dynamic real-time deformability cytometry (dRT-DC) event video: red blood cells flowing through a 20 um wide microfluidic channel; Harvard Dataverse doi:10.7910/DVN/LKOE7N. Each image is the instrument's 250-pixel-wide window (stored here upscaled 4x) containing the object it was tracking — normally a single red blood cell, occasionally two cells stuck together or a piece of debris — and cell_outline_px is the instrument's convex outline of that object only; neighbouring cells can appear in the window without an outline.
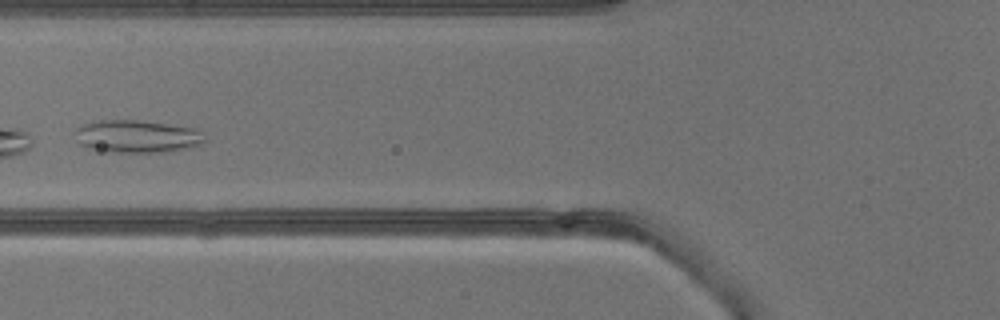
{"species": "common noctule bat (a hibernating species)", "species_latin": "Nyctalus noctula", "temperature_condition": "warm", "stored_images_in_passage": 27, "camera_frame_rate_fps": 3000, "um_per_image_px": 0.085, "animal": {"sex": "male", "body_mass_g": 13.3}, "frame": {"image": 1, "passage_image": 8, "time_ms": 2.333, "image_size_px": [1000, 320], "cell_outline_px": [[208, 140], [204, 144], [188, 148], [164, 152], [112, 152], [88, 148], [80, 144], [76, 140], [72, 132], [76, 128], [92, 120], [136, 120], [196, 128], [204, 132]], "centroid_in_image_um": [11.66, 11.59], "position_along_channel_um": 114.1, "area_um2": 25.14}}